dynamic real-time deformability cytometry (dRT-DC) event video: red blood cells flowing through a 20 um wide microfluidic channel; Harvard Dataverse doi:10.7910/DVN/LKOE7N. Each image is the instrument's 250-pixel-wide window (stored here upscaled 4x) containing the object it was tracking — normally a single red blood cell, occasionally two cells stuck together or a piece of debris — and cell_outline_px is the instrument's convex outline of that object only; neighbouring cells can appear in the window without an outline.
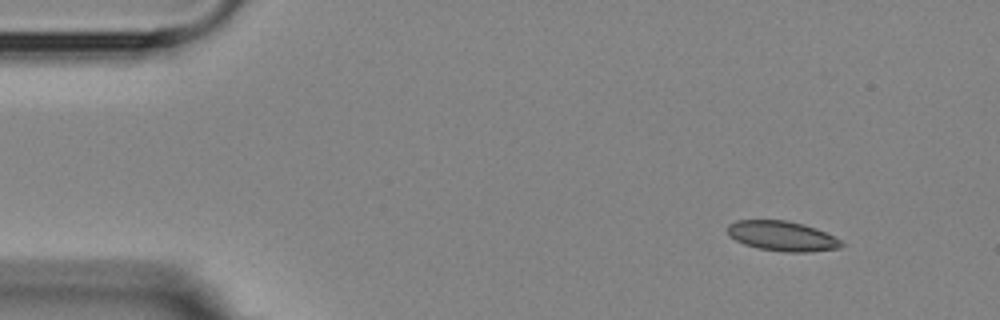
{"species": "Egyptian fruit bat (a non-hibernating species)", "species_latin": "Rousettus aegyptiacus", "temperature_condition": "room temperature", "stored_images_in_passage": 3, "camera_frame_rate_fps": 3000, "um_per_image_px": 0.085, "animal": {"sex": "female"}, "frame": {"image": 1, "passage_image": 1, "time_ms": 0.0, "image_size_px": [1000, 320], "cell_outline_px": [[844, 244], [840, 248], [808, 252], [784, 252], [760, 248], [744, 244], [728, 236], [728, 224], [736, 220], [788, 220], [804, 224], [816, 228], [840, 240]], "centroid_in_image_um": [66.47, 20.06], "position_along_channel_um": 18.5, "area_um2": 19.83}}
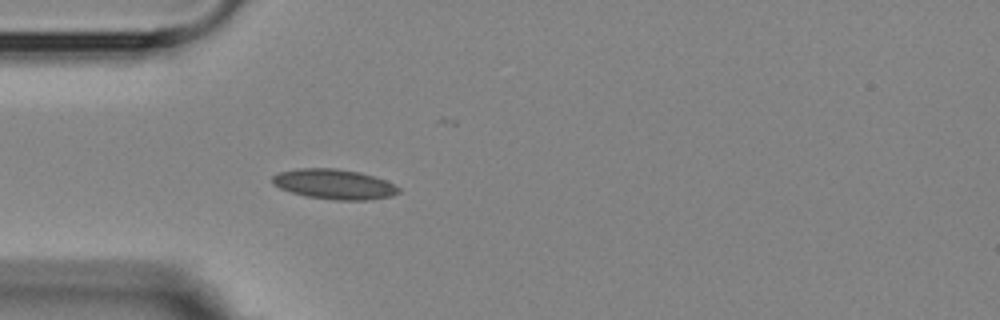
{"frame": {"image": 2, "passage_image": 3, "time_ms": 3.333, "image_size_px": [1000, 320], "cell_outline_px": [[400, 192], [392, 196], [368, 200], [336, 200], [308, 196], [292, 192], [280, 188], [272, 184], [272, 176], [280, 172], [296, 168], [336, 168], [360, 172], [384, 180], [400, 188]], "centroid_in_image_um": [28.4, 15.65], "position_along_channel_um": 56.6, "area_um2": 21.96}}